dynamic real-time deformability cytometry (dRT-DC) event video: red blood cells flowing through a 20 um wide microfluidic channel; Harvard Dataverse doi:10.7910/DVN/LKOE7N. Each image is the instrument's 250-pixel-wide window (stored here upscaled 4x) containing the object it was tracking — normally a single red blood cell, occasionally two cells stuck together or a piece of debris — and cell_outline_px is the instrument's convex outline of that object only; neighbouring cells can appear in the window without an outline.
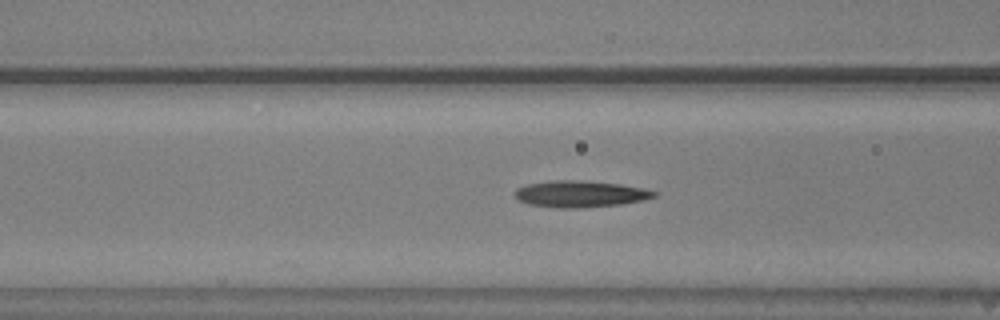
{"species": "common noctule bat (a hibernating species)", "species_latin": "Nyctalus noctula", "temperature_condition": "warm", "stored_images_in_passage": 41, "camera_frame_rate_fps": 3000, "um_per_image_px": 0.085, "animal": {"sex": "male", "body_mass_g": 20.5, "forearm_length_mm": 52.5}, "frame": {"image": 1, "passage_image": 13, "time_ms": 4.0, "image_size_px": [1000, 320], "cell_outline_px": [[656, 196], [644, 200], [620, 204], [584, 208], [560, 208], [528, 204], [520, 200], [516, 196], [516, 188], [528, 184], [556, 180], [580, 180], [620, 184], [644, 188], [656, 192]], "centroid_in_image_um": [49.35, 16.49], "position_along_channel_um": 117.3, "area_um2": 21.39}}
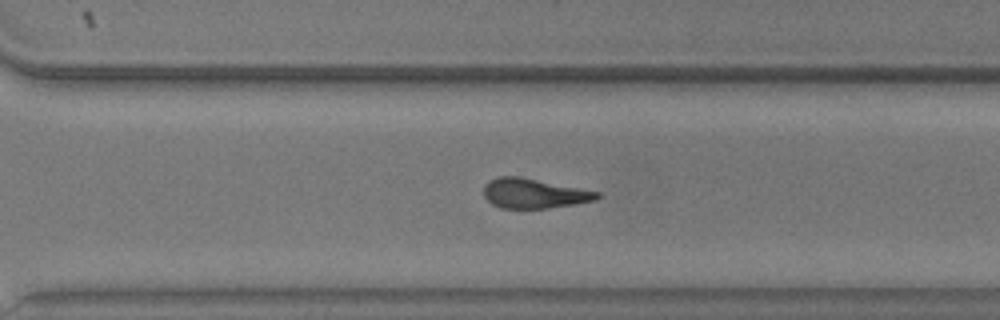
{"frame": {"image": 2, "passage_image": 29, "time_ms": 9.333, "image_size_px": [1000, 320], "cell_outline_px": [[600, 196], [596, 200], [576, 204], [548, 208], [500, 208], [492, 204], [484, 196], [484, 184], [488, 180], [496, 176], [520, 176], [600, 192]], "centroid_in_image_um": [45.37, 16.43], "position_along_channel_um": 325.2, "area_um2": 19.77}}
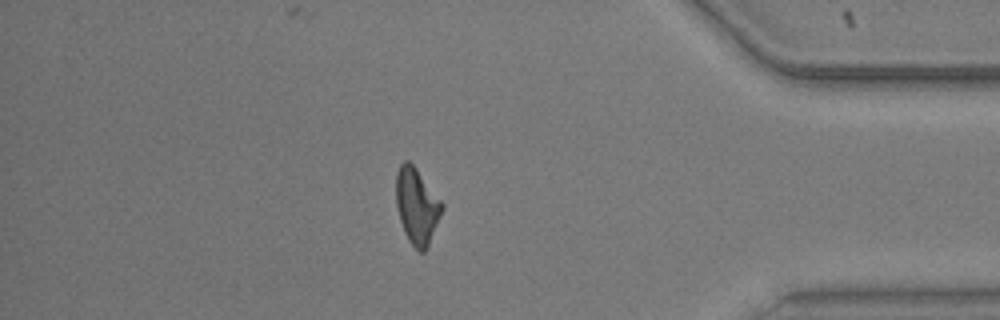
{"frame": {"image": 3, "passage_image": 37, "time_ms": 12.0, "image_size_px": [1000, 320], "cell_outline_px": [[444, 208], [428, 244], [424, 252], [420, 252], [408, 240], [404, 232], [400, 220], [396, 204], [396, 172], [400, 164], [404, 160], [408, 160], [416, 168], [444, 204]], "centroid_in_image_um": [35.42, 17.48], "position_along_channel_um": 399.8, "area_um2": 20.11}}